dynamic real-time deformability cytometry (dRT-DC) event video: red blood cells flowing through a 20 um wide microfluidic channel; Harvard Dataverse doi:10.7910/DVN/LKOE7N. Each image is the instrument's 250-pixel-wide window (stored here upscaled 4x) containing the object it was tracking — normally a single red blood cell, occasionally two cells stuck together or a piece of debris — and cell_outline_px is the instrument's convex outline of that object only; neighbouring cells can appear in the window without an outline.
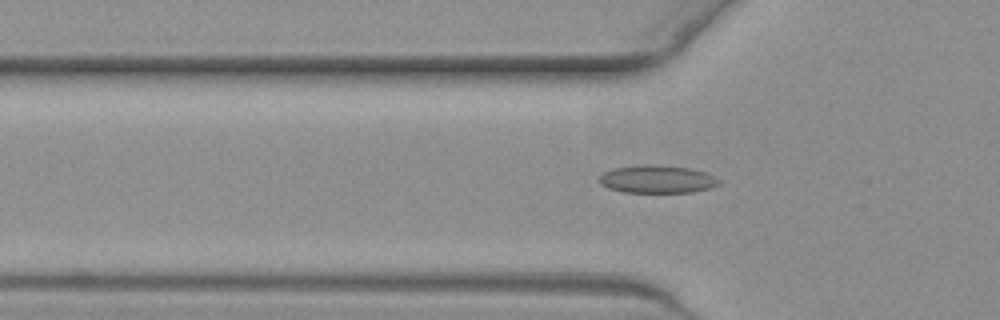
{"species": "common noctule bat (a hibernating species)", "species_latin": "Nyctalus noctula", "temperature_condition": "warm", "stored_images_in_passage": 33, "camera_frame_rate_fps": 3000, "um_per_image_px": 0.085, "animal": {"sex": "female", "body_mass_g": 19.3, "forearm_length_mm": 54.1}, "frame": {"image": 1, "passage_image": 6, "time_ms": 1.667, "image_size_px": [1000, 320], "cell_outline_px": [[720, 184], [708, 188], [692, 192], [624, 192], [608, 188], [600, 184], [596, 180], [604, 172], [612, 168], [644, 164], [648, 164], [692, 168], [704, 172], [720, 180]], "centroid_in_image_um": [55.81, 15.22], "position_along_channel_um": 70.0, "area_um2": 19.42}}
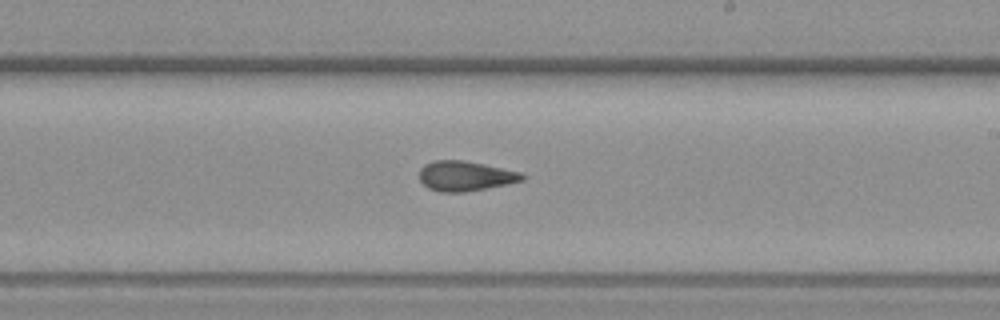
{"frame": {"image": 2, "passage_image": 20, "time_ms": 6.333, "image_size_px": [1000, 320], "cell_outline_px": [[524, 180], [464, 192], [440, 192], [428, 188], [420, 180], [420, 168], [424, 164], [432, 160], [460, 160], [520, 172], [524, 176]], "centroid_in_image_um": [39.47, 14.96], "position_along_channel_um": 249.5, "area_um2": 17.51}}
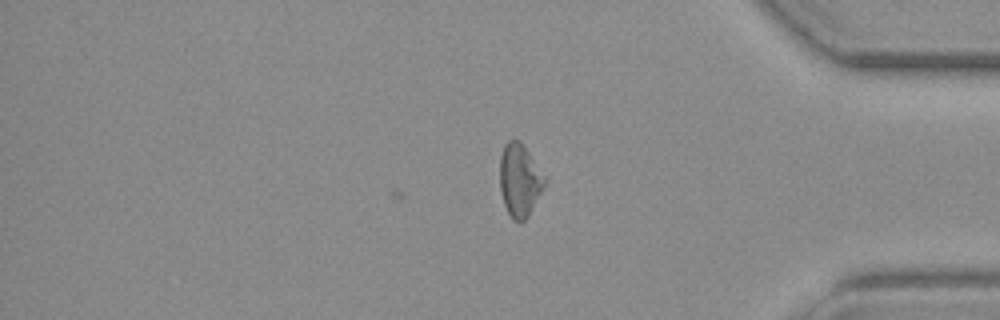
{"frame": {"image": 3, "passage_image": 33, "time_ms": 10.667, "image_size_px": [1000, 320], "cell_outline_px": [[544, 184], [528, 216], [524, 220], [512, 220], [504, 204], [500, 192], [500, 156], [504, 144], [508, 140], [520, 140], [544, 176]], "centroid_in_image_um": [44.12, 15.29], "position_along_channel_um": 391.1, "area_um2": 18.5}, "authors_computed_cell_mechanics": {"area_um2": 18.1492, "velocity_mm_per_s": 3.833, "shape_relaxation_time_tau1_ms": null, "shape_relaxation_time_tau2_ms": 2.6351, "deformation_change_tau1": null, "deformation_change_tau2": 0.0956}}